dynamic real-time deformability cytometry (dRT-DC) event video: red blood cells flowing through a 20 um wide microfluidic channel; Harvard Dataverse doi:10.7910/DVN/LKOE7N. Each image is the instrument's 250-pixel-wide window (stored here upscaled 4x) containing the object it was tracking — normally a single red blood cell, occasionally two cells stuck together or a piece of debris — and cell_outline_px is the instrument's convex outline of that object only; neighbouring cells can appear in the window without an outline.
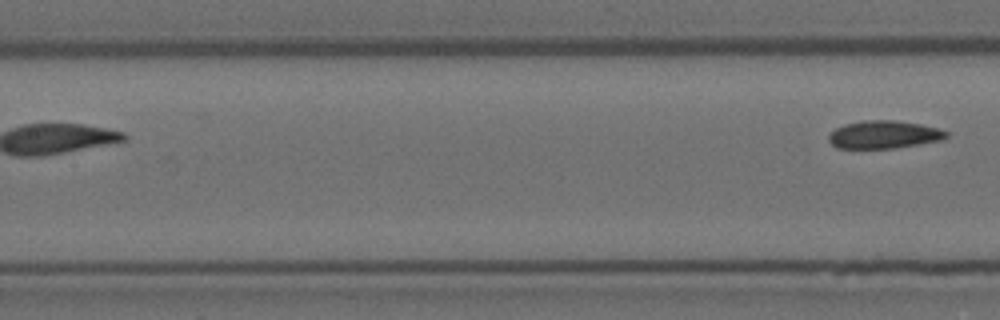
{"species": "Egyptian fruit bat (a non-hibernating species)", "species_latin": "Rousettus aegyptiacus", "temperature_condition": "room temperature", "stored_images_in_passage": 7, "segment_of_instrument_passage": [2, 2], "camera_frame_rate_fps": 3000, "um_per_image_px": 0.085, "animal": {"sex": "female"}, "frame": {"image": 1, "passage_image": 7, "time_ms": 2.0, "image_size_px": [1000, 320], "cell_outline_px": [[948, 136], [940, 140], [920, 144], [896, 148], [836, 148], [828, 140], [828, 132], [844, 124], [860, 120], [892, 120], [920, 124], [940, 128], [948, 132]], "centroid_in_image_um": [75.1, 11.43], "position_along_channel_um": 132.3, "area_um2": 19.25}}